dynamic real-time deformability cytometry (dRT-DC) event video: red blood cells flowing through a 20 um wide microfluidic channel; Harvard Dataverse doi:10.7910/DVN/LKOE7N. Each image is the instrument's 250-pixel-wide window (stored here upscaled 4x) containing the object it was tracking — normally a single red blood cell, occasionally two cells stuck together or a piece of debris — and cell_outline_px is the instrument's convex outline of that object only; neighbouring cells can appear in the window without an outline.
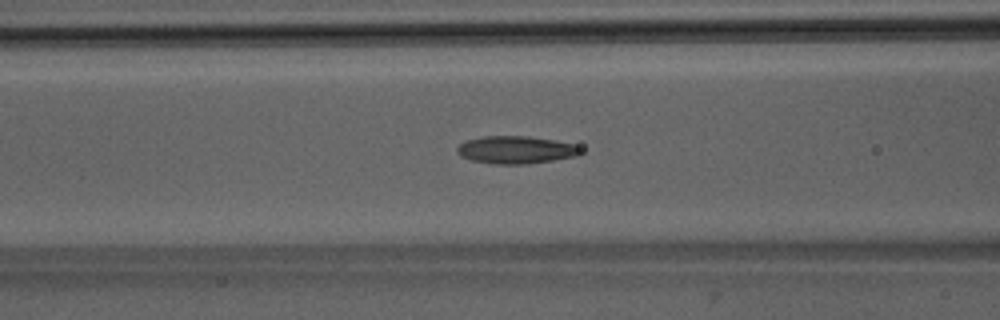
{"species": "Egyptian fruit bat (a non-hibernating species)", "species_latin": "Rousettus aegyptiacus", "temperature_condition": "room temperature", "stored_images_in_passage": 51, "camera_frame_rate_fps": 3000, "um_per_image_px": 0.085, "animal": {"sex": "male"}, "frame": {"image": 1, "passage_image": 21, "time_ms": 6.667, "image_size_px": [1000, 320], "cell_outline_px": [[584, 152], [576, 156], [528, 164], [496, 164], [472, 160], [460, 156], [456, 152], [456, 148], [460, 144], [468, 140], [480, 136], [528, 136], [552, 140], [572, 144], [584, 148]], "centroid_in_image_um": [43.86, 12.74], "position_along_channel_um": 122.7, "area_um2": 19.88}}
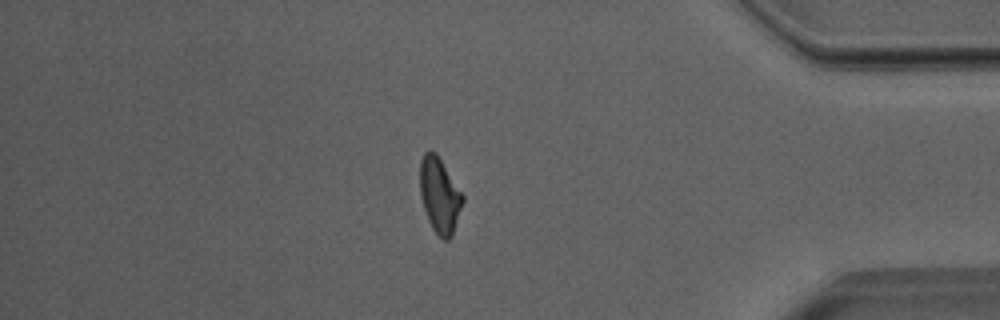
{"frame": {"image": 2, "passage_image": 44, "time_ms": 14.333, "image_size_px": [1000, 320], "cell_outline_px": [[464, 200], [452, 236], [448, 240], [444, 240], [432, 228], [428, 220], [420, 196], [420, 160], [424, 152], [428, 148], [436, 152], [464, 196]], "centroid_in_image_um": [37.36, 16.56], "position_along_channel_um": 397.8, "area_um2": 18.79}}
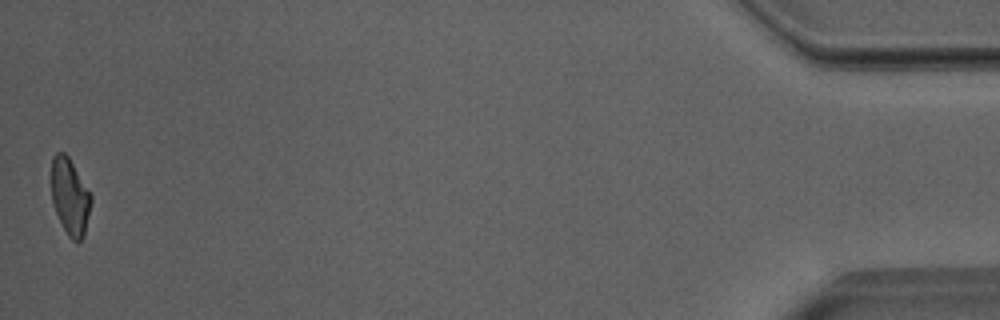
{"frame": {"image": 3, "passage_image": 51, "time_ms": 16.667, "image_size_px": [1000, 320], "cell_outline_px": [[92, 200], [84, 236], [80, 240], [72, 240], [68, 236], [56, 212], [52, 200], [52, 156], [56, 152], [64, 152], [68, 156], [92, 196]], "centroid_in_image_um": [5.95, 16.7], "position_along_channel_um": 429.2, "area_um2": 17.4}, "authors_computed_cell_mechanics": {"area_um2": 19.3052, "velocity_mm_per_s": 4.0161, "shape_relaxation_time_tau1_ms": 9.2126, "shape_relaxation_time_tau2_ms": 2.4319, "deformation_change_tau1": 0.2182, "deformation_change_tau2": 0.1052}}